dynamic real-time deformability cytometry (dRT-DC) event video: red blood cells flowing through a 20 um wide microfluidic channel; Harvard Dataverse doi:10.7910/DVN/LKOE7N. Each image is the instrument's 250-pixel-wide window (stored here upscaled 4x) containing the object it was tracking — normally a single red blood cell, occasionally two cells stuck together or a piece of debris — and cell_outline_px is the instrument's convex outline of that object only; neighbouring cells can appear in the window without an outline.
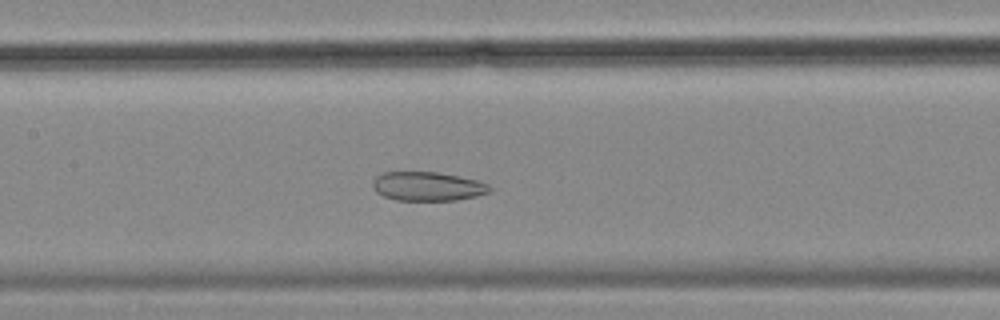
{"species": "common noctule bat (a hibernating species)", "species_latin": "Nyctalus noctula", "temperature_condition": "cold", "stored_images_in_passage": 31, "camera_frame_rate_fps": 3000, "um_per_image_px": 0.085, "animal": {"sex": "female", "body_mass_g": 18.4}, "frame": {"image": 1, "passage_image": 19, "time_ms": 6.0, "image_size_px": [1000, 320], "cell_outline_px": [[492, 188], [488, 192], [476, 196], [456, 200], [396, 200], [384, 196], [376, 192], [372, 184], [376, 176], [384, 172], [436, 172], [480, 180], [488, 184]], "centroid_in_image_um": [36.36, 15.83], "position_along_channel_um": 171.0, "area_um2": 19.71}}
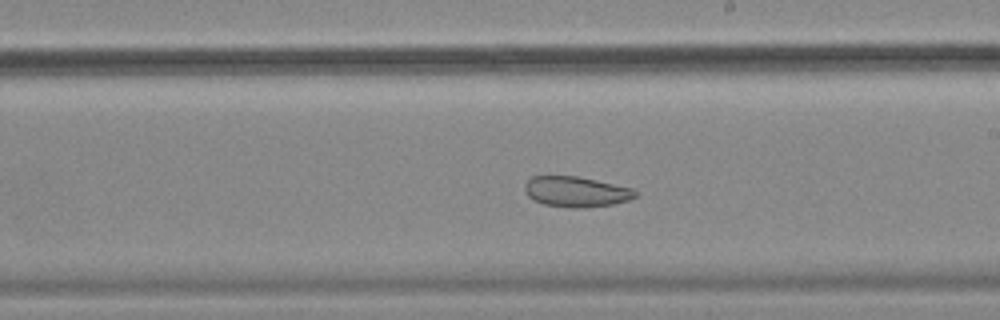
{"frame": {"image": 2, "passage_image": 25, "time_ms": 8.0, "image_size_px": [1000, 320], "cell_outline_px": [[640, 196], [628, 200], [612, 204], [584, 208], [568, 208], [544, 204], [532, 200], [524, 192], [524, 184], [532, 176], [580, 176], [632, 188], [640, 192]], "centroid_in_image_um": [48.99, 16.3], "position_along_channel_um": 240.0, "area_um2": 20.0}}
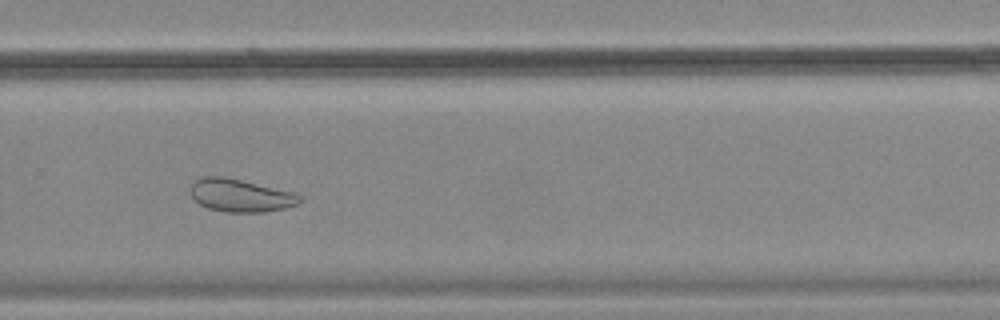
{"frame": {"image": 3, "passage_image": 31, "time_ms": 10.0, "image_size_px": [1000, 320], "cell_outline_px": [[304, 200], [296, 204], [284, 208], [264, 212], [224, 212], [208, 208], [200, 204], [192, 196], [192, 184], [200, 176], [220, 176], [240, 180], [292, 192], [304, 196]], "centroid_in_image_um": [20.46, 16.62], "position_along_channel_um": 309.3, "area_um2": 20.63}}